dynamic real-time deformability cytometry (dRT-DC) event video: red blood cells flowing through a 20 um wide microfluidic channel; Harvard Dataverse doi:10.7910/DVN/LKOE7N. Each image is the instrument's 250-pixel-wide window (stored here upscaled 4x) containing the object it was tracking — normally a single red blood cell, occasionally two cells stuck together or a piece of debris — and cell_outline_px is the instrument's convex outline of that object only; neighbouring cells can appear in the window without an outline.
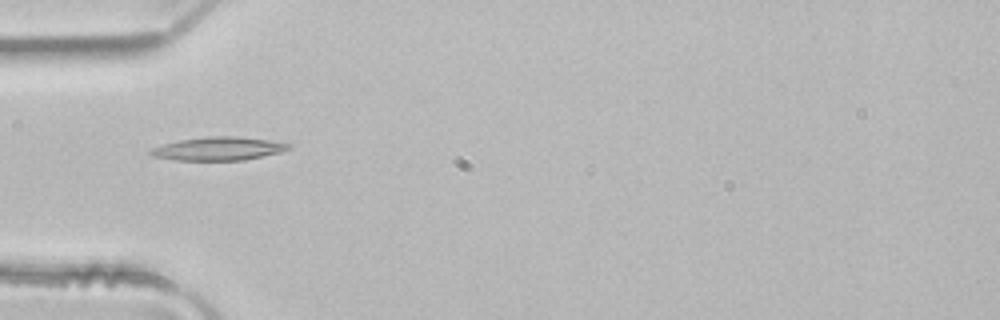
{"species": "common noctule bat (a hibernating species)", "species_latin": "Nyctalus noctula", "temperature_condition": "room temperature", "stored_images_in_passage": 2, "camera_frame_rate_fps": 3000, "um_per_image_px": 0.085, "animal": {"sex": "male", "body_mass_g": 21.5, "forearm_length_mm": 52.0}, "frame": {"image": 1, "passage_image": 2, "time_ms": 0.333, "image_size_px": [1000, 320], "cell_outline_px": [[292, 148], [280, 152], [244, 160], [176, 160], [152, 156], [148, 152], [152, 148], [164, 144], [180, 140], [208, 136], [236, 136], [268, 140], [292, 144]], "centroid_in_image_um": [18.58, 12.63], "position_along_channel_um": 66.4, "area_um2": 18.67}}